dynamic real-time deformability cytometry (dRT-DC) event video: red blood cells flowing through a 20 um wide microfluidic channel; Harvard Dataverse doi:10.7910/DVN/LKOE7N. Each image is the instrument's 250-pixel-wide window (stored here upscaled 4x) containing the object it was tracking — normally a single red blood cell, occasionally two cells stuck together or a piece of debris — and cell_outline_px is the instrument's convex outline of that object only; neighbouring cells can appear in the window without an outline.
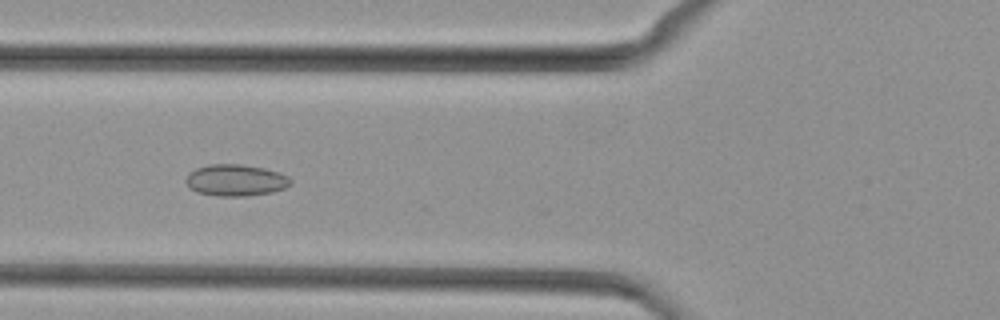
{"species": "common noctule bat (a hibernating species)", "species_latin": "Nyctalus noctula", "temperature_condition": "cold", "stored_images_in_passage": 9, "camera_frame_rate_fps": 3000, "um_per_image_px": 0.085, "animal": {"sex": "female", "body_mass_g": 29.2, "forearm_length_mm": 56.3}, "frame": {"image": 1, "passage_image": 6, "time_ms": 1.667, "image_size_px": [1000, 320], "cell_outline_px": [[292, 184], [284, 188], [272, 192], [248, 196], [216, 196], [196, 192], [184, 180], [188, 172], [196, 168], [208, 164], [244, 164], [264, 168], [280, 172], [288, 176], [292, 180]], "centroid_in_image_um": [20.04, 15.31], "position_along_channel_um": 105.8, "area_um2": 19.54}}
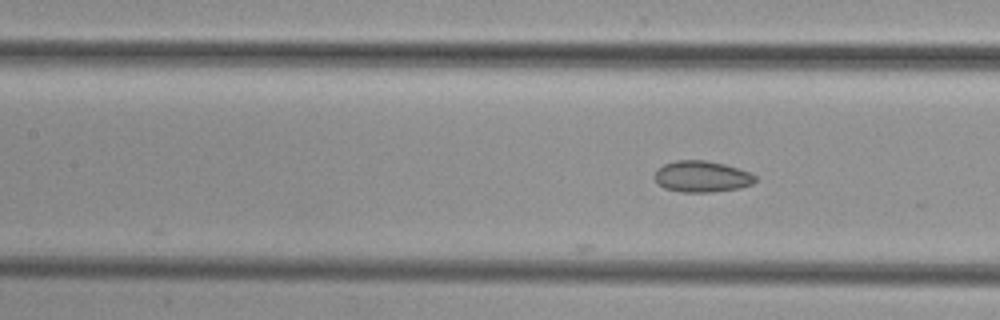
{"frame": {"image": 2, "passage_image": 9, "time_ms": 2.667, "image_size_px": [1000, 320], "cell_outline_px": [[756, 180], [752, 184], [740, 188], [712, 192], [680, 192], [664, 188], [656, 180], [656, 168], [664, 164], [676, 160], [704, 160], [724, 164], [748, 172], [756, 176]], "centroid_in_image_um": [59.65, 15.01], "position_along_channel_um": 147.8, "area_um2": 18.21}}